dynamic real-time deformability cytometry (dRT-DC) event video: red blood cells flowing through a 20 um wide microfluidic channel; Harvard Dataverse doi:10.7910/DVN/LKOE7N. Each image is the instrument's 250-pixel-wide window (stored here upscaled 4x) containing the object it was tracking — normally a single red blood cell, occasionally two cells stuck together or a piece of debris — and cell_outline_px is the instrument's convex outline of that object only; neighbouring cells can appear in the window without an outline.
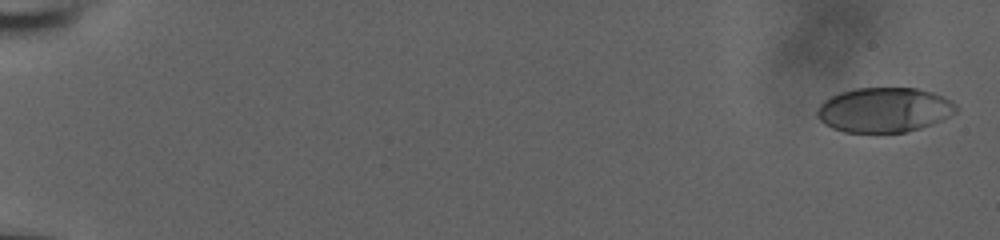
{"species": "human", "species_latin": "Homo sapiens", "temperature_condition": "room temperature", "stored_images_in_passage": 6, "camera_frame_rate_fps": 3000, "um_per_image_px": 0.085, "donor": {"sex": "male"}, "frame": {"image": 1, "passage_image": 1, "time_ms": 0.0, "image_size_px": [1000, 240], "cell_outline_px": [[960, 108], [956, 112], [932, 124], [920, 128], [904, 132], [844, 132], [832, 128], [824, 124], [816, 116], [816, 112], [820, 104], [824, 100], [840, 92], [856, 88], [916, 88], [932, 92], [952, 100]], "centroid_in_image_um": [75.15, 9.34], "position_along_channel_um": 9.8, "area_um2": 36.3}}